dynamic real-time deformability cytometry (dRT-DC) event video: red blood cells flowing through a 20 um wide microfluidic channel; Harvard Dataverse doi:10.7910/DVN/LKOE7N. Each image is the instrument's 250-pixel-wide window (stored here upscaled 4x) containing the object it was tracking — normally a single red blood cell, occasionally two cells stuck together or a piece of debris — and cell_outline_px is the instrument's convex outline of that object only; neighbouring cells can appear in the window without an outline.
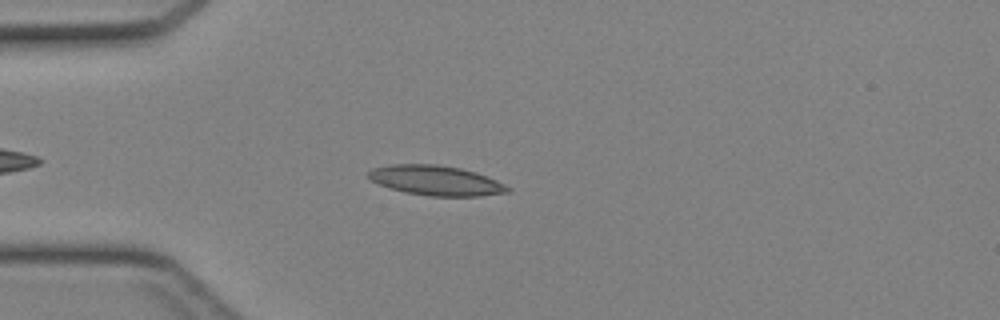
{"species": "Egyptian fruit bat (a non-hibernating species)", "species_latin": "Rousettus aegyptiacus", "temperature_condition": "cold", "stored_images_in_passage": 35, "camera_frame_rate_fps": 3000, "um_per_image_px": 0.085, "animal": {"sex": "female"}, "frame": {"image": 1, "passage_image": 6, "time_ms": 1.667, "image_size_px": [1000, 320], "cell_outline_px": [[512, 192], [480, 196], [428, 196], [404, 192], [380, 184], [372, 180], [368, 176], [368, 172], [372, 168], [392, 164], [436, 164], [460, 168], [476, 172], [496, 180], [512, 188]], "centroid_in_image_um": [37.1, 15.34], "position_along_channel_um": 47.9, "area_um2": 24.22}}
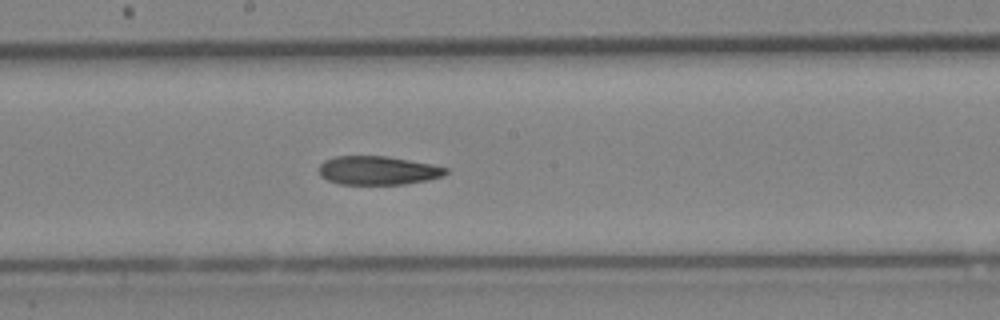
{"frame": {"image": 2, "passage_image": 18, "time_ms": 5.667, "image_size_px": [1000, 320], "cell_outline_px": [[448, 172], [444, 176], [428, 180], [404, 184], [340, 184], [328, 180], [320, 176], [320, 164], [324, 160], [336, 156], [388, 156], [432, 164], [448, 168]], "centroid_in_image_um": [32.14, 14.48], "position_along_channel_um": 216.1, "area_um2": 21.27}}
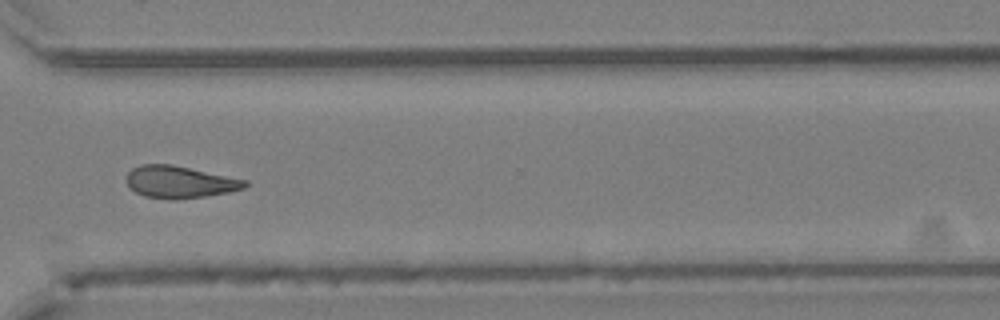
{"frame": {"image": 3, "passage_image": 27, "time_ms": 8.667, "image_size_px": [1000, 320], "cell_outline_px": [[248, 184], [244, 188], [228, 192], [204, 196], [176, 200], [168, 200], [144, 196], [136, 192], [124, 180], [128, 172], [132, 168], [140, 164], [172, 164], [248, 180]], "centroid_in_image_um": [15.25, 15.47], "position_along_channel_um": 355.3, "area_um2": 22.31}}